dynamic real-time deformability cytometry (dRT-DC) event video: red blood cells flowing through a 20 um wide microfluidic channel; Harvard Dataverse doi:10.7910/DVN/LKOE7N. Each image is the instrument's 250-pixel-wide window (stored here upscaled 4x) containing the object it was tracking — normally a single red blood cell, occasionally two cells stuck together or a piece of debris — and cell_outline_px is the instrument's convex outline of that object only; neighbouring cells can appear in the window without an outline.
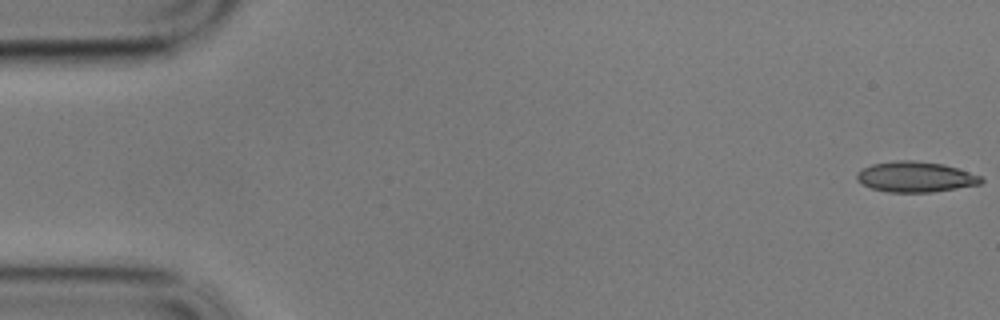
{"species": "common noctule bat (a hibernating species)", "species_latin": "Nyctalus noctula", "temperature_condition": "cold", "stored_images_in_passage": 57, "camera_frame_rate_fps": 3000, "um_per_image_px": 0.085, "animal": {"sex": "male", "body_mass_g": 17.9}, "frame": {"image": 1, "passage_image": 1, "time_ms": 0.0, "image_size_px": [1000, 320], "cell_outline_px": [[984, 180], [980, 184], [932, 192], [888, 192], [872, 188], [856, 180], [856, 172], [872, 164], [896, 160], [912, 160], [944, 164], [980, 176]], "centroid_in_image_um": [77.79, 15.03], "position_along_channel_um": 7.2, "area_um2": 21.91}}
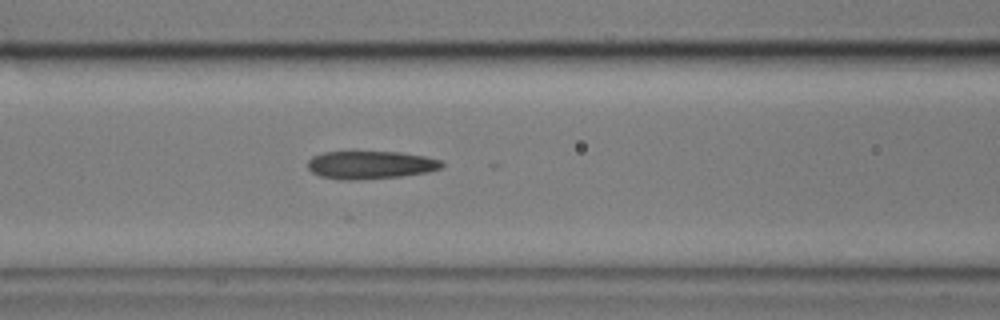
{"frame": {"image": 2, "passage_image": 24, "time_ms": 7.667, "image_size_px": [1000, 320], "cell_outline_px": [[444, 164], [440, 168], [428, 172], [400, 176], [360, 180], [340, 180], [320, 176], [312, 172], [308, 168], [308, 160], [312, 156], [324, 152], [352, 148], [400, 152], [424, 156], [440, 160]], "centroid_in_image_um": [31.42, 13.96], "position_along_channel_um": 135.2, "area_um2": 22.95}}
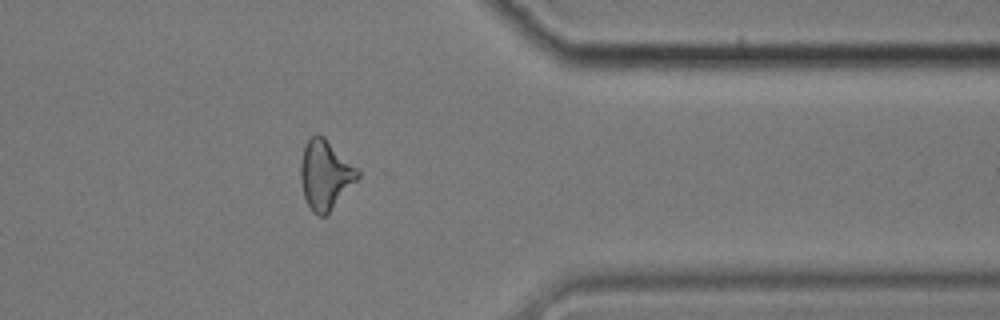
{"frame": {"image": 3, "passage_image": 47, "time_ms": 15.333, "image_size_px": [1000, 320], "cell_outline_px": [[360, 176], [328, 216], [316, 216], [312, 212], [304, 196], [300, 180], [300, 164], [304, 144], [316, 132], [324, 136], [360, 172]], "centroid_in_image_um": [27.63, 14.88], "position_along_channel_um": 383.8, "area_um2": 23.24}, "authors_computed_cell_mechanics": {"area_um2": 22.1374, "velocity_mm_per_s": 3.4205, "shape_relaxation_time_tau1_ms": 8.0448, "shape_relaxation_time_tau2_ms": 2.8063, "deformation_change_tau1": 0.2123, "deformation_change_tau2": 0.1333}}